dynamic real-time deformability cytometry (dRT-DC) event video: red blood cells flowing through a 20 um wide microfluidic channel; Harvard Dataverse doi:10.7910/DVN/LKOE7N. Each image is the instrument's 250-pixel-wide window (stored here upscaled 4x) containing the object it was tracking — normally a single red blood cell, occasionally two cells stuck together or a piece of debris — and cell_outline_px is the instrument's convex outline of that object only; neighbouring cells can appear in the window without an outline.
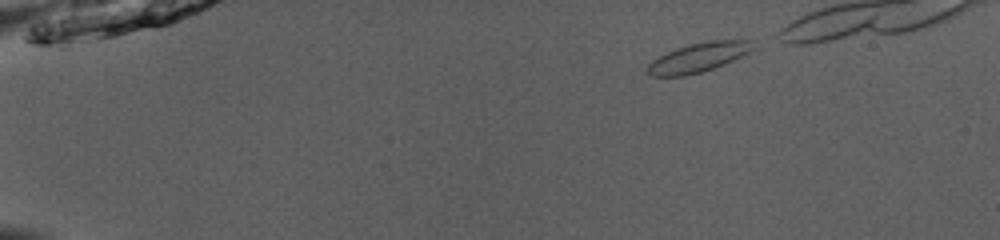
{"species": "common noctule bat (a hibernating species)", "species_latin": "Nyctalus noctula", "temperature_condition": "room temperature", "stored_images_in_passage": 14, "camera_frame_rate_fps": 3000, "um_per_image_px": 0.085, "animal": {"sex": "male", "body_mass_g": 13.0, "forearm_length_mm": 53.1}, "frame": {"image": 1, "passage_image": 1, "time_ms": 0.0, "image_size_px": [1000, 240], "cell_outline_px": [[756, 48], [724, 64], [700, 72], [684, 76], [648, 76], [644, 72], [648, 64], [652, 60], [676, 48], [688, 44], [708, 40], [752, 40]], "centroid_in_image_um": [59.32, 4.88], "position_along_channel_um": 25.7, "area_um2": 18.03}}
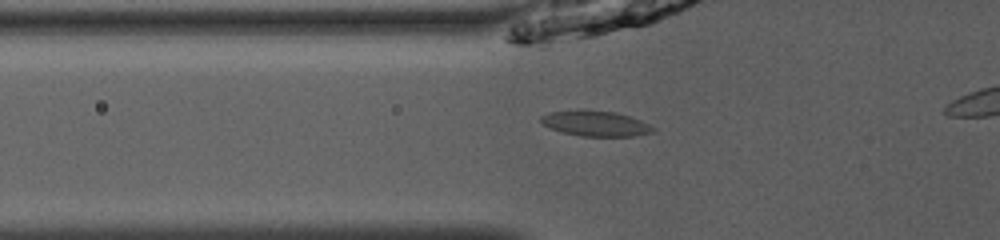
{"frame": {"image": 2, "passage_image": 12, "time_ms": 3.667, "image_size_px": [1000, 240], "cell_outline_px": [[656, 128], [652, 132], [636, 136], [580, 136], [564, 132], [552, 128], [544, 124], [540, 120], [540, 116], [548, 112], [580, 108], [616, 112], [640, 120]], "centroid_in_image_um": [50.6, 10.47], "position_along_channel_um": 75.2, "area_um2": 16.76}}